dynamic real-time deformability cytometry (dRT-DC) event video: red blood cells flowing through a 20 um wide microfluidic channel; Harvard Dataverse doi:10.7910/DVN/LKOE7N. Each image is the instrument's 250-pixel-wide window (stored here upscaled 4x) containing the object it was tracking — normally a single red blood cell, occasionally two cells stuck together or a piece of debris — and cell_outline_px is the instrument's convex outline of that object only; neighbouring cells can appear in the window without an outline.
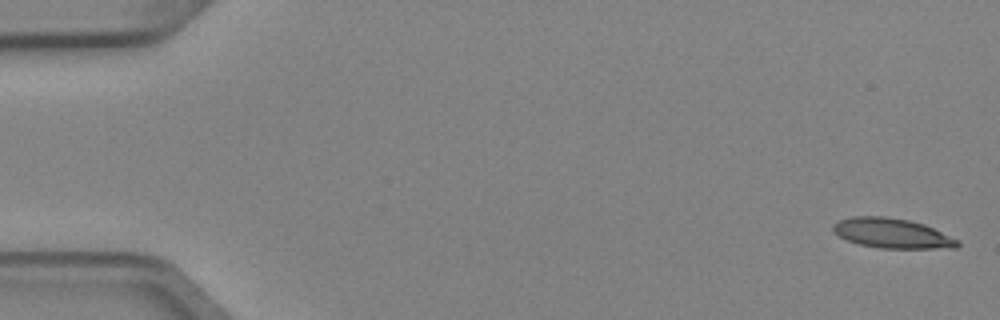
{"species": "Egyptian fruit bat (a non-hibernating species)", "species_latin": "Rousettus aegyptiacus", "temperature_condition": "cold", "stored_images_in_passage": 2, "camera_frame_rate_fps": 3000, "um_per_image_px": 0.085, "animal": {"sex": "female"}, "frame": {"image": 1, "passage_image": 1, "time_ms": 0.0, "image_size_px": [1000, 320], "cell_outline_px": [[960, 244], [956, 248], [880, 248], [860, 244], [848, 240], [840, 236], [832, 228], [832, 224], [840, 220], [852, 216], [884, 216], [908, 220], [924, 224], [960, 240]], "centroid_in_image_um": [75.86, 19.82], "position_along_channel_um": 9.1, "area_um2": 21.5}}